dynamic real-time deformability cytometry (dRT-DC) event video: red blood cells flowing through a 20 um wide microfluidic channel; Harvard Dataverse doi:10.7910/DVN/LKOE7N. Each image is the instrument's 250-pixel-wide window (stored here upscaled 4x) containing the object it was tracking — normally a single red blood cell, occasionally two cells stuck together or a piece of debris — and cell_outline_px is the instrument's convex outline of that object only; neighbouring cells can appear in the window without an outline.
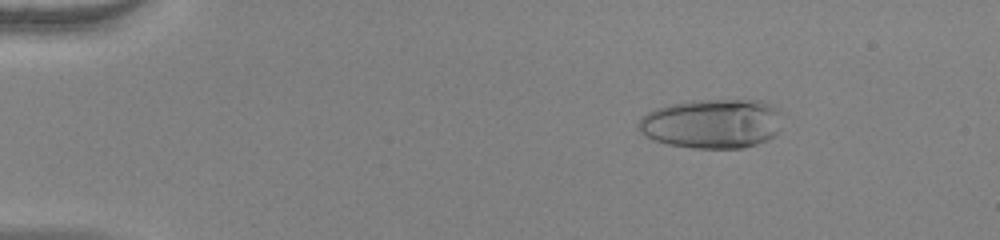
{"species": "human", "species_latin": "Homo sapiens", "temperature_condition": "warm", "stored_images_in_passage": 54, "camera_frame_rate_fps": 3000, "um_per_image_px": 0.085, "donor": {"sex": "female"}, "frame": {"image": 1, "passage_image": 9, "time_ms": 2.667, "image_size_px": [1000, 240], "cell_outline_px": [[780, 112], [776, 136], [768, 140], [756, 144], [740, 148], [692, 148], [668, 144], [644, 136], [636, 128], [636, 124], [640, 116], [656, 108], [672, 104], [692, 100], [764, 100], [772, 104]], "centroid_in_image_um": [60.49, 10.5], "position_along_channel_um": 24.5, "area_um2": 41.73}}
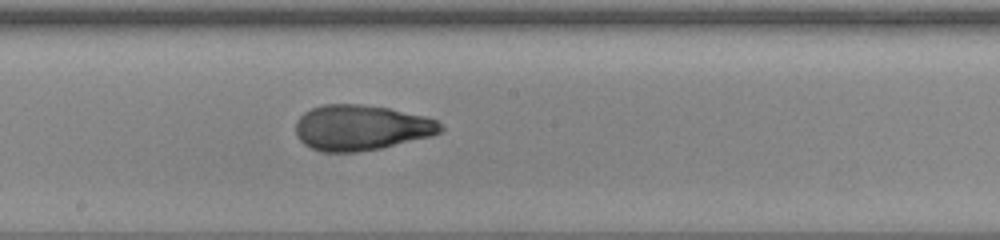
{"frame": {"image": 2, "passage_image": 31, "time_ms": 10.0, "image_size_px": [1000, 240], "cell_outline_px": [[444, 132], [432, 136], [380, 148], [356, 152], [324, 152], [312, 148], [304, 144], [296, 136], [296, 120], [304, 112], [312, 108], [324, 104], [364, 104], [388, 108], [424, 116], [436, 120], [444, 128]], "centroid_in_image_um": [30.7, 10.85], "position_along_channel_um": 217.5, "area_um2": 38.44}}
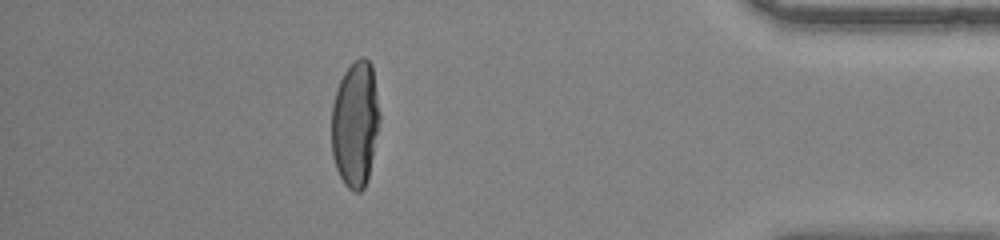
{"frame": {"image": 3, "passage_image": 48, "time_ms": 15.667, "image_size_px": [1000, 240], "cell_outline_px": [[380, 120], [368, 180], [364, 188], [360, 192], [352, 192], [344, 184], [336, 168], [332, 156], [332, 104], [340, 80], [344, 72], [360, 56], [364, 56], [372, 64], [380, 112]], "centroid_in_image_um": [30.21, 10.56], "position_along_channel_um": 405.0, "area_um2": 35.55}, "authors_computed_cell_mechanics": {"area_um2": 38.2058, "velocity_mm_per_s": 3.9735, "shape_relaxation_time_tau1_ms": 9.7063, "shape_relaxation_time_tau2_ms": 1.4798, "deformation_change_tau1": 0.381, "deformation_change_tau2": 0.0541}}